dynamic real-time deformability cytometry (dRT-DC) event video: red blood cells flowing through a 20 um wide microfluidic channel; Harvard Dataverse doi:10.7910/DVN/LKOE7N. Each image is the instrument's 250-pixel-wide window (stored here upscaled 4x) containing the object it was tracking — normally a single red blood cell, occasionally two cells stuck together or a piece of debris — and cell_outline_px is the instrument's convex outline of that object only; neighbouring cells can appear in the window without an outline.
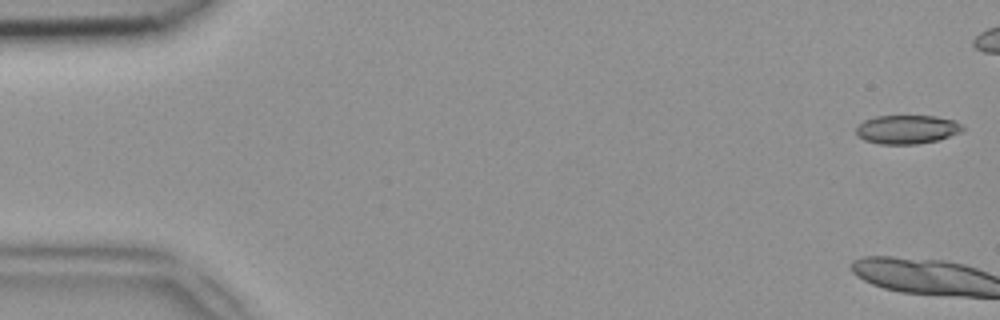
{"species": "common noctule bat (a hibernating species)", "species_latin": "Nyctalus noctula", "temperature_condition": "room temperature", "stored_images_in_passage": 3, "camera_frame_rate_fps": 3000, "um_per_image_px": 0.085, "animal": {"sex": "female", "body_mass_g": 18.4}, "frame": {"image": 1, "passage_image": 1, "time_ms": 0.0, "image_size_px": [1000, 320], "cell_outline_px": [[964, 132], [936, 140], [916, 144], [880, 144], [864, 140], [856, 132], [856, 128], [864, 120], [876, 116], [936, 116], [956, 120], [964, 128]], "centroid_in_image_um": [77.13, 10.99], "position_along_channel_um": 7.9, "area_um2": 17.86}}